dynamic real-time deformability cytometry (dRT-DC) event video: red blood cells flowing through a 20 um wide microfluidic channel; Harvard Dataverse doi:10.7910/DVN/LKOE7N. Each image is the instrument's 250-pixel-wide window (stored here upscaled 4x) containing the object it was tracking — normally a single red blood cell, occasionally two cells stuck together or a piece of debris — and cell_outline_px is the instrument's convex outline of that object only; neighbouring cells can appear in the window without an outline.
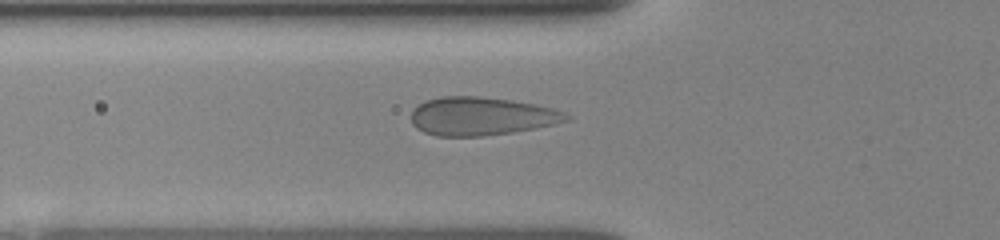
{"species": "human", "species_latin": "Homo sapiens", "temperature_condition": "room temperature", "stored_images_in_passage": 40, "camera_frame_rate_fps": 3000, "um_per_image_px": 0.085, "donor": {"sex": "female"}, "frame": {"image": 1, "passage_image": 8, "time_ms": 2.333, "image_size_px": [1000, 240], "cell_outline_px": [[572, 120], [512, 132], [480, 136], [436, 136], [424, 132], [416, 128], [412, 124], [412, 108], [424, 100], [440, 96], [480, 96], [512, 100], [536, 104], [552, 108], [564, 112], [572, 116]], "centroid_in_image_um": [40.89, 9.86], "position_along_channel_um": 84.9, "area_um2": 34.8}}
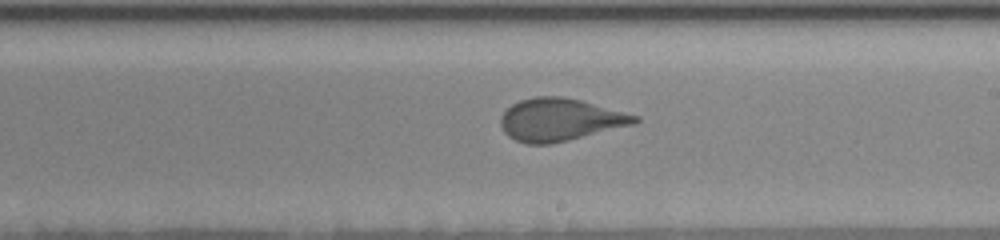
{"frame": {"image": 2, "passage_image": 20, "time_ms": 6.333, "image_size_px": [1000, 240], "cell_outline_px": [[640, 120], [636, 124], [552, 144], [528, 144], [516, 140], [508, 136], [504, 132], [500, 124], [500, 116], [512, 104], [520, 100], [536, 96], [560, 96], [580, 100], [640, 116]], "centroid_in_image_um": [47.61, 10.18], "position_along_channel_um": 241.4, "area_um2": 33.29}}
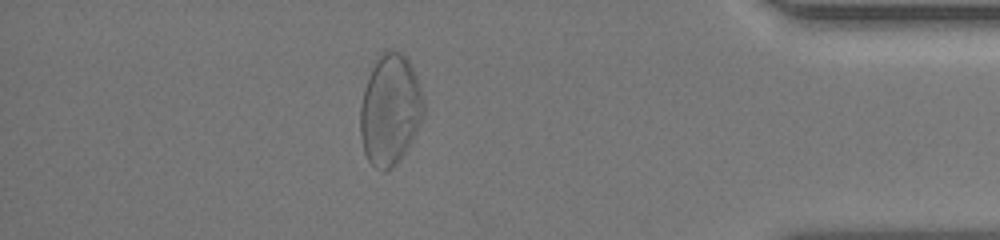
{"frame": {"image": 3, "passage_image": 35, "time_ms": 11.333, "image_size_px": [1000, 240], "cell_outline_px": [[424, 116], [412, 140], [400, 160], [392, 168], [384, 172], [376, 168], [368, 160], [364, 152], [360, 136], [360, 104], [364, 88], [368, 76], [380, 52], [388, 48], [396, 48], [408, 60], [416, 76], [424, 100]], "centroid_in_image_um": [33.15, 9.32], "position_along_channel_um": 402.1, "area_um2": 41.33}}